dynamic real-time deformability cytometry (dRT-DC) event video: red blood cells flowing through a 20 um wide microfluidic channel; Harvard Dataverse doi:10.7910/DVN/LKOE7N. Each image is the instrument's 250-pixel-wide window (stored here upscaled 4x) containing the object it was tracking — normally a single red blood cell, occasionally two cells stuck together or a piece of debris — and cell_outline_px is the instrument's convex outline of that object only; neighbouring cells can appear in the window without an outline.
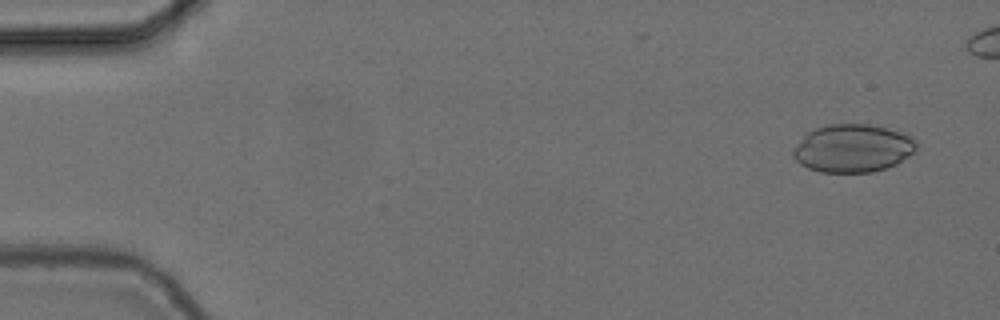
{"species": "common noctule bat (a hibernating species)", "species_latin": "Nyctalus noctula", "temperature_condition": "cold", "stored_images_in_passage": 38, "camera_frame_rate_fps": 3000, "um_per_image_px": 0.085, "animal": {"sex": "female", "body_mass_g": 24.6, "forearm_length_mm": 56.2}, "frame": {"image": 1, "passage_image": 3, "time_ms": 0.667, "image_size_px": [1000, 320], "cell_outline_px": [[920, 140], [916, 152], [896, 164], [872, 172], [820, 172], [808, 168], [800, 164], [792, 156], [792, 148], [812, 128], [828, 124], [868, 124], [900, 132], [912, 136]], "centroid_in_image_um": [72.5, 12.6], "position_along_channel_um": 12.5, "area_um2": 34.85}}